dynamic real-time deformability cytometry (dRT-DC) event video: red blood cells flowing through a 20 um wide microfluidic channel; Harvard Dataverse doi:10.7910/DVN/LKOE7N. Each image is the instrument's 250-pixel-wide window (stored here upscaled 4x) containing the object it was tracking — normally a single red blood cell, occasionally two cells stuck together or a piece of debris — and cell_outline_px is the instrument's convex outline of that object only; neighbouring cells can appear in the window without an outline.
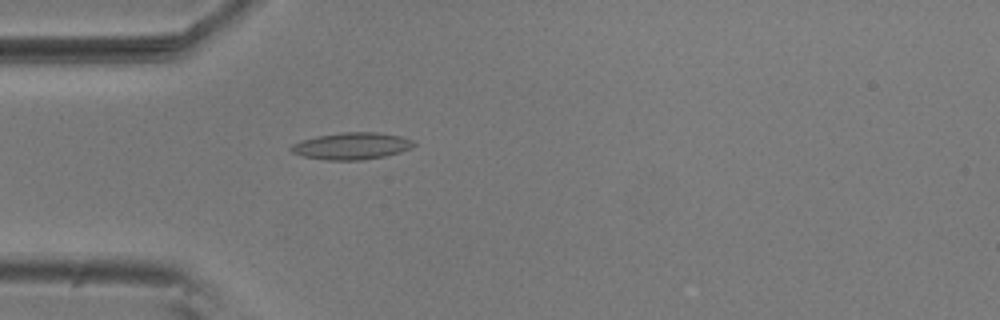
{"species": "common noctule bat (a hibernating species)", "species_latin": "Nyctalus noctula", "temperature_condition": "room temperature", "stored_images_in_passage": 1, "camera_frame_rate_fps": 3000, "um_per_image_px": 0.085, "animal": {"sex": "male", "body_mass_g": 20.5, "forearm_length_mm": 52.5}, "frame": {"image": 1, "passage_image": 1, "time_ms": 0.0, "image_size_px": [1000, 320], "cell_outline_px": [[416, 144], [412, 148], [400, 152], [384, 156], [360, 160], [324, 160], [304, 156], [292, 152], [288, 148], [292, 144], [300, 140], [316, 136], [340, 132], [380, 132], [400, 136], [412, 140]], "centroid_in_image_um": [29.87, 12.4], "position_along_channel_um": 55.1, "area_um2": 19.36}}